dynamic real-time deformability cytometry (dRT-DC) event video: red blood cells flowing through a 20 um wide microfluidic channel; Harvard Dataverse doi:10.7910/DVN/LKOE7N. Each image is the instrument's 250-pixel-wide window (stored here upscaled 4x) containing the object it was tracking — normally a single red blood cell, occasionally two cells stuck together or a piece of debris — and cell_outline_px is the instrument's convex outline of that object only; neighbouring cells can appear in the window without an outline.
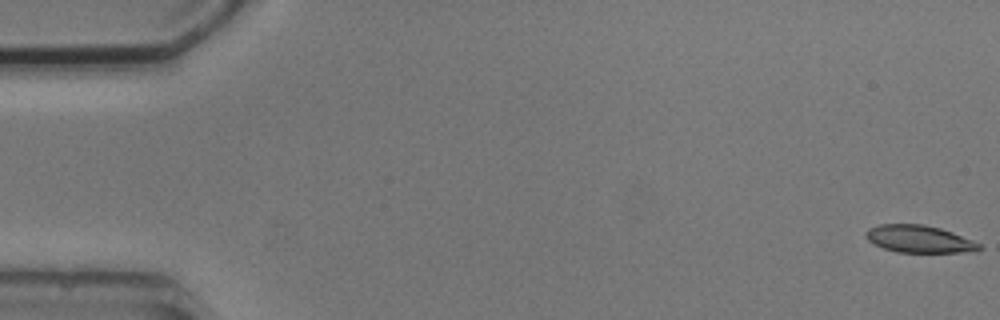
{"species": "common noctule bat (a hibernating species)", "species_latin": "Nyctalus noctula", "temperature_condition": "cold", "stored_images_in_passage": 5, "camera_frame_rate_fps": 3000, "um_per_image_px": 0.085, "animal": {"sex": "male", "body_mass_g": 20.5, "forearm_length_mm": 52.5}, "frame": {"image": 1, "passage_image": 1, "time_ms": 0.0, "image_size_px": [1000, 320], "cell_outline_px": [[980, 248], [976, 252], [896, 252], [884, 248], [868, 240], [868, 228], [880, 224], [924, 224], [940, 228], [952, 232], [972, 240], [980, 244]], "centroid_in_image_um": [78.16, 20.31], "position_along_channel_um": 6.8, "area_um2": 17.8}}
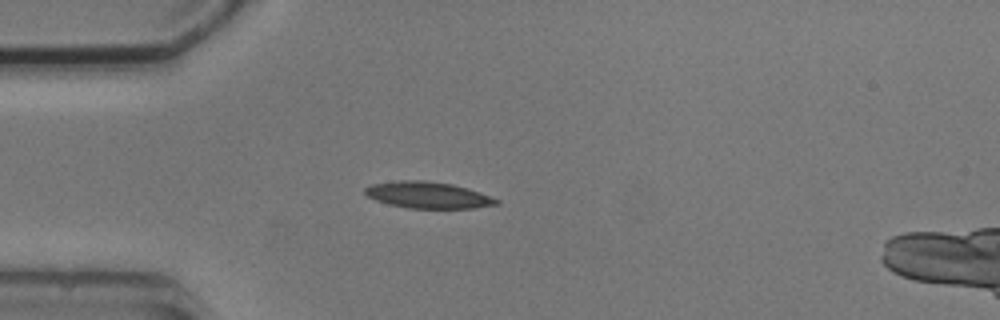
{"frame": {"image": 2, "passage_image": 5, "time_ms": 4.667, "image_size_px": [1000, 320], "cell_outline_px": [[500, 204], [472, 208], [408, 208], [388, 204], [376, 200], [368, 196], [364, 192], [364, 188], [372, 184], [400, 180], [424, 180], [452, 184], [468, 188], [500, 200]], "centroid_in_image_um": [36.37, 16.58], "position_along_channel_um": 48.6, "area_um2": 20.23}}